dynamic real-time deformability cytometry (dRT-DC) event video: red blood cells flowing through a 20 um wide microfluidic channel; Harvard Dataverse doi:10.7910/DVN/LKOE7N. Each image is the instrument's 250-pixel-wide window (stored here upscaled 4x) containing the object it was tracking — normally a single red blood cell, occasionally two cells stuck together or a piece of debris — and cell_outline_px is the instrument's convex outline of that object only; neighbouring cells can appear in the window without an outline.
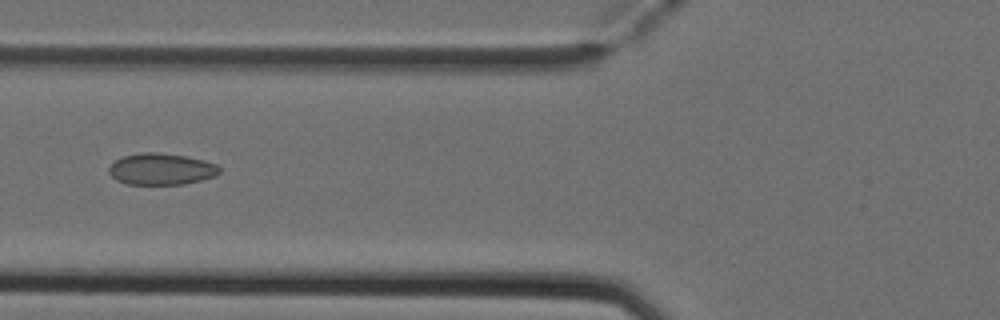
{"species": "Egyptian fruit bat (a non-hibernating species)", "species_latin": "Rousettus aegyptiacus", "temperature_condition": "cold", "stored_images_in_passage": 7, "camera_frame_rate_fps": 3000, "um_per_image_px": 0.085, "animal": {"sex": "female"}, "frame": {"image": 1, "passage_image": 6, "time_ms": 1.667, "image_size_px": [1000, 320], "cell_outline_px": [[220, 172], [216, 176], [184, 184], [128, 184], [116, 180], [108, 172], [108, 168], [116, 160], [124, 156], [140, 152], [156, 152], [184, 156], [204, 160], [216, 164], [220, 168]], "centroid_in_image_um": [13.71, 14.37], "position_along_channel_um": 112.1, "area_um2": 20.23}}
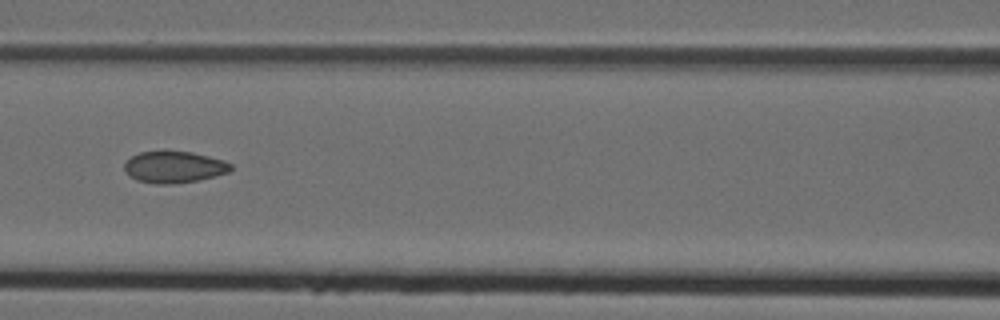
{"frame": {"image": 2, "passage_image": 7, "time_ms": 2.0, "image_size_px": [1000, 320], "cell_outline_px": [[232, 168], [228, 172], [196, 180], [172, 184], [156, 184], [136, 180], [128, 176], [124, 168], [124, 164], [132, 156], [140, 152], [192, 152], [224, 160], [232, 164]], "centroid_in_image_um": [14.77, 14.21], "position_along_channel_um": 151.8, "area_um2": 19.31}}